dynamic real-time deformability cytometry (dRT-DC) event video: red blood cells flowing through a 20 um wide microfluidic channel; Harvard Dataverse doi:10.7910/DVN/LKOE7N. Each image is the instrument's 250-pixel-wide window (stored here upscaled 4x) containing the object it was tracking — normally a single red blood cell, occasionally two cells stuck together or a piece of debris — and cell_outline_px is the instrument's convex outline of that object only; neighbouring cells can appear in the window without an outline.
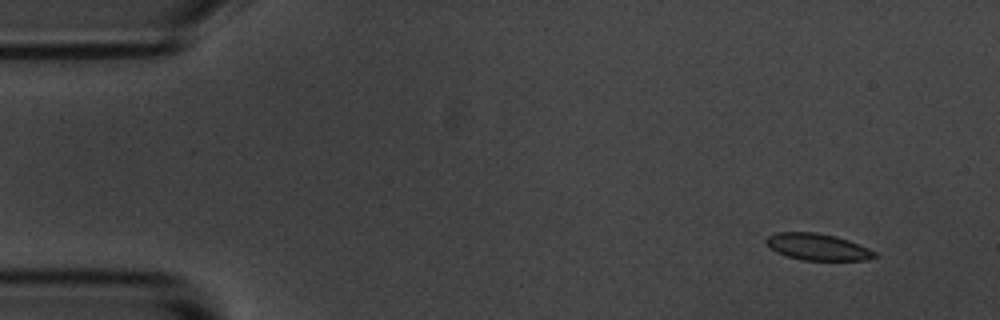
{"species": "common noctule bat (a hibernating species)", "species_latin": "Nyctalus noctula", "temperature_condition": "room temperature", "stored_images_in_passage": 8, "camera_frame_rate_fps": 3000, "um_per_image_px": 0.085, "animal": {"sex": "male", "body_mass_g": 20.1, "forearm_length_mm": 53.5}, "frame": {"image": 1, "passage_image": 1, "time_ms": 0.0, "image_size_px": [1000, 320], "cell_outline_px": [[880, 256], [868, 260], [800, 260], [776, 252], [764, 240], [768, 236], [776, 232], [816, 232], [836, 236], [848, 240], [868, 248], [876, 252]], "centroid_in_image_um": [69.53, 20.99], "position_along_channel_um": 15.5, "area_um2": 16.88}}
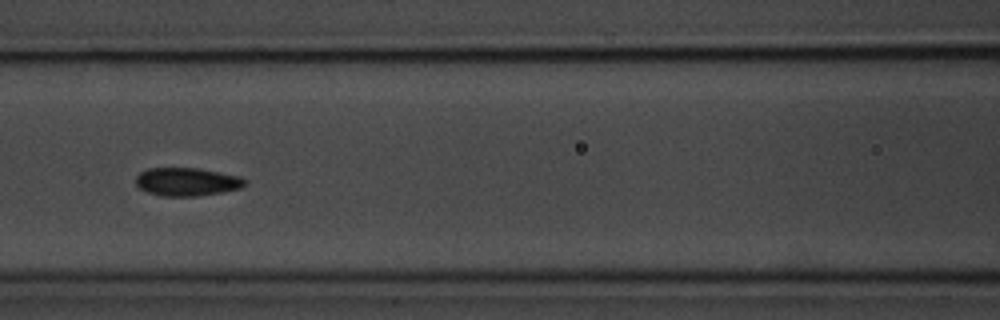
{"frame": {"image": 2, "passage_image": 6, "time_ms": 6.333, "image_size_px": [1000, 320], "cell_outline_px": [[248, 184], [240, 188], [220, 192], [196, 196], [164, 196], [148, 192], [140, 188], [136, 184], [136, 176], [140, 172], [148, 168], [200, 168], [240, 176], [248, 180]], "centroid_in_image_um": [15.92, 15.44], "position_along_channel_um": 150.7, "area_um2": 17.98}}
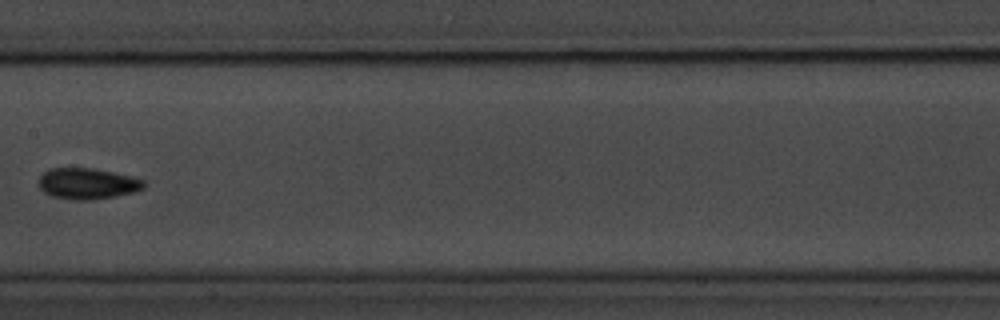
{"frame": {"image": 3, "passage_image": 7, "time_ms": 7.667, "image_size_px": [1000, 320], "cell_outline_px": [[144, 188], [136, 192], [116, 196], [92, 200], [72, 200], [52, 196], [44, 192], [40, 188], [40, 176], [44, 172], [52, 168], [96, 168], [132, 176], [144, 180]], "centroid_in_image_um": [7.47, 15.61], "position_along_channel_um": 199.9, "area_um2": 19.13}}